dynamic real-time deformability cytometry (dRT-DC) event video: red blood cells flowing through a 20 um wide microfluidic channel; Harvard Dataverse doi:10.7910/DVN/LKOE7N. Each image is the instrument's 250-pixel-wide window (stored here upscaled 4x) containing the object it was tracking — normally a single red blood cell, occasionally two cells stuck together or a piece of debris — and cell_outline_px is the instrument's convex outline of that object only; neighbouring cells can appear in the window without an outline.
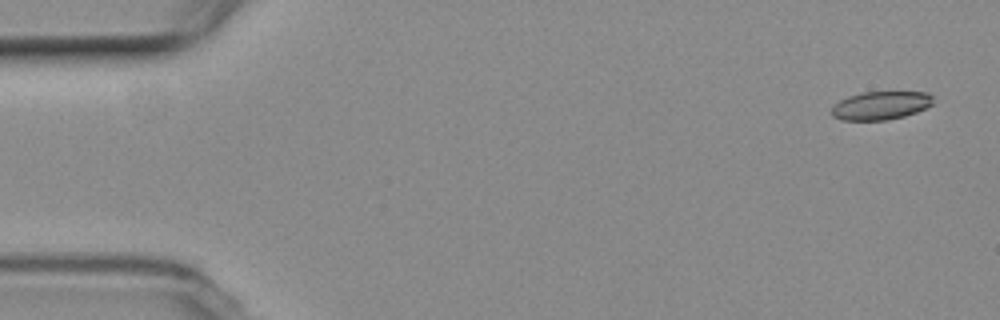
{"species": "common noctule bat (a hibernating species)", "species_latin": "Nyctalus noctula", "temperature_condition": "room temperature", "stored_images_in_passage": 6, "camera_frame_rate_fps": 3000, "um_per_image_px": 0.085, "animal": {"sex": "female", "body_mass_g": 19.3, "forearm_length_mm": 54.1}, "frame": {"image": 1, "passage_image": 1, "time_ms": 0.0, "image_size_px": [1000, 320], "cell_outline_px": [[932, 104], [916, 112], [904, 116], [884, 120], [840, 120], [832, 116], [832, 104], [848, 96], [860, 92], [928, 92], [932, 96]], "centroid_in_image_um": [74.81, 8.96], "position_along_channel_um": 10.2, "area_um2": 16.76}}
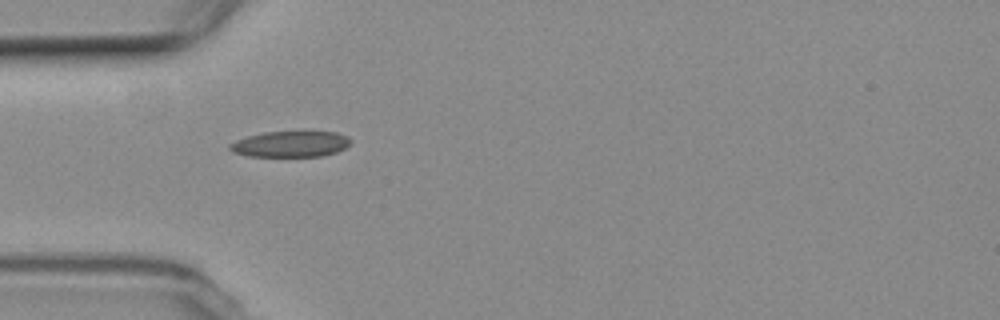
{"frame": {"image": 2, "passage_image": 5, "time_ms": 5.0, "image_size_px": [1000, 320], "cell_outline_px": [[352, 140], [344, 148], [336, 152], [320, 156], [248, 156], [232, 152], [228, 148], [228, 144], [236, 140], [248, 136], [264, 132], [304, 128], [336, 132], [348, 136]], "centroid_in_image_um": [24.71, 12.18], "position_along_channel_um": 60.3, "area_um2": 19.19}}
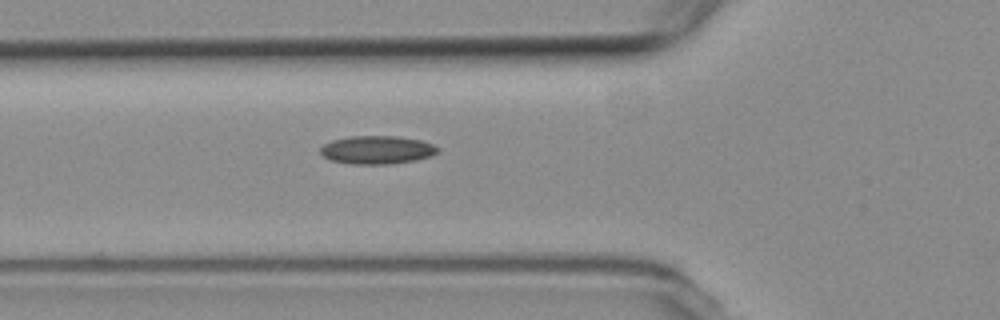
{"frame": {"image": 3, "passage_image": 6, "time_ms": 6.0, "image_size_px": [1000, 320], "cell_outline_px": [[440, 152], [432, 156], [416, 160], [388, 164], [352, 164], [328, 160], [320, 152], [320, 148], [324, 144], [332, 140], [348, 136], [400, 136], [420, 140], [432, 144], [440, 148]], "centroid_in_image_um": [32.06, 12.74], "position_along_channel_um": 93.7, "area_um2": 19.54}}